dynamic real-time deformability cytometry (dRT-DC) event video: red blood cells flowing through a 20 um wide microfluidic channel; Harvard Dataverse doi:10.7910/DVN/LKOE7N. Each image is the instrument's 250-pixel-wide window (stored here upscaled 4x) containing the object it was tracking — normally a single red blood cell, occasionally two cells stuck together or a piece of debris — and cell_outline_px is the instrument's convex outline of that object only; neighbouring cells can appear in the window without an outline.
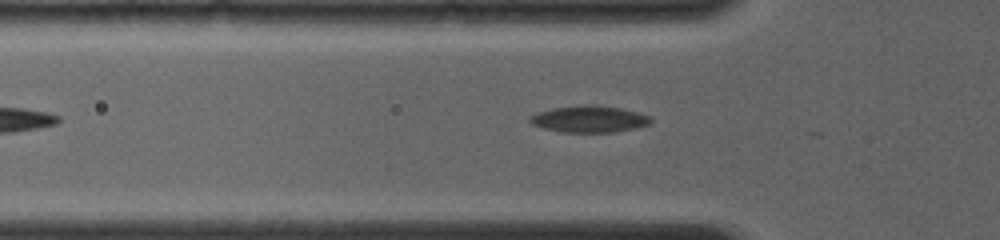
{"species": "common noctule bat (a hibernating species)", "species_latin": "Nyctalus noctula", "temperature_condition": "room temperature", "stored_images_in_passage": 4, "camera_frame_rate_fps": 4000, "um_per_image_px": 0.085, "animal": {"sex": "female", "body_mass_g": 19.0, "forearm_length_mm": 56.7}, "frame": {"image": 1, "passage_image": 4, "time_ms": 2.5, "image_size_px": [1000, 240], "cell_outline_px": [[652, 120], [648, 124], [636, 128], [616, 132], [560, 132], [544, 128], [532, 124], [528, 120], [528, 116], [552, 108], [584, 104], [592, 104], [620, 108], [636, 112], [648, 116]], "centroid_in_image_um": [50.05, 10.12], "position_along_channel_um": 75.8, "area_um2": 18.73}}